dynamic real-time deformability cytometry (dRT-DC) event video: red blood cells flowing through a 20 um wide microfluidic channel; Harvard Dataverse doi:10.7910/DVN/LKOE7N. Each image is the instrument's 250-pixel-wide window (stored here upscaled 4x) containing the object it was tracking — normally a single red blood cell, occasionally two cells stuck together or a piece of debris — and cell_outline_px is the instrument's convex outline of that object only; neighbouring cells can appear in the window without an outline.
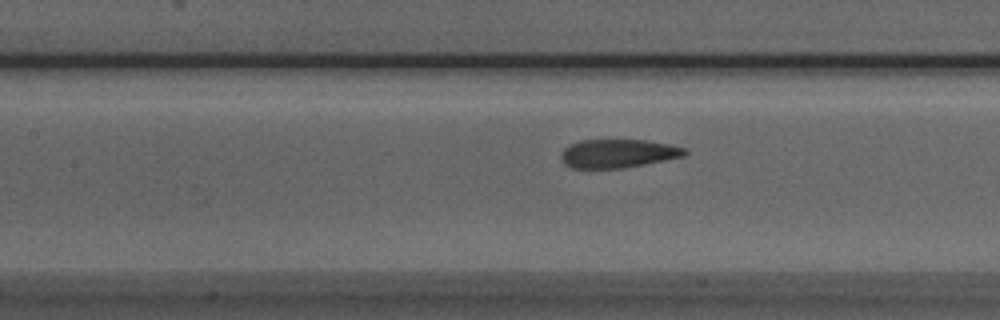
{"species": "Egyptian fruit bat (a non-hibernating species)", "species_latin": "Rousettus aegyptiacus", "temperature_condition": "room temperature", "stored_images_in_passage": 45, "camera_frame_rate_fps": 3000, "um_per_image_px": 0.085, "animal": {"sex": "male"}, "frame": {"image": 1, "passage_image": 21, "time_ms": 6.667, "image_size_px": [1000, 320], "cell_outline_px": [[688, 152], [684, 156], [624, 168], [572, 168], [564, 164], [560, 156], [560, 152], [568, 144], [580, 140], [644, 140], [668, 144], [684, 148]], "centroid_in_image_um": [52.47, 13.04], "position_along_channel_um": 154.9, "area_um2": 20.58}}
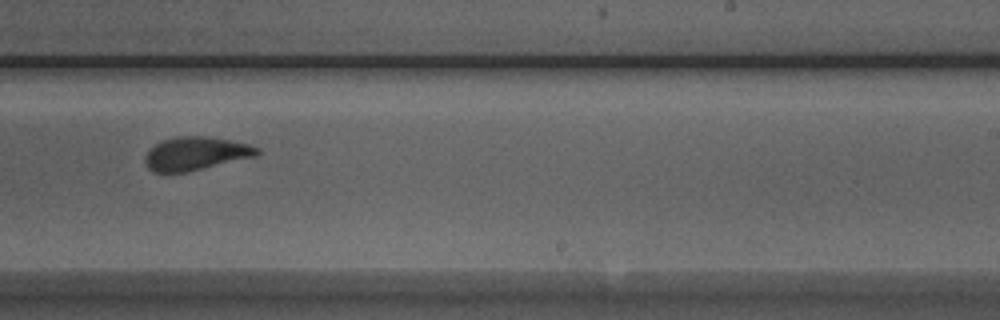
{"frame": {"image": 2, "passage_image": 30, "time_ms": 9.667, "image_size_px": [1000, 320], "cell_outline_px": [[260, 152], [256, 156], [184, 172], [156, 172], [148, 168], [144, 160], [144, 156], [156, 144], [164, 140], [176, 136], [204, 136], [228, 140], [248, 144], [260, 148]], "centroid_in_image_um": [16.64, 13.04], "position_along_channel_um": 272.4, "area_um2": 21.33}}
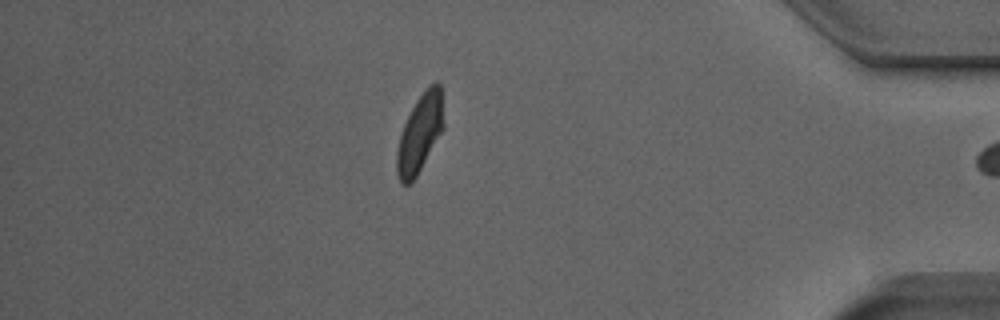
{"frame": {"image": 3, "passage_image": 43, "time_ms": 14.0, "image_size_px": [1000, 320], "cell_outline_px": [[444, 128], [416, 176], [408, 184], [400, 184], [396, 172], [396, 152], [400, 136], [404, 124], [416, 100], [428, 84], [436, 80], [440, 84], [444, 124]], "centroid_in_image_um": [35.68, 11.31], "position_along_channel_um": 399.5, "area_um2": 21.21}, "authors_computed_cell_mechanics": {"area_um2": 22.1374, "velocity_mm_per_s": 3.9322, "shape_relaxation_time_tau1_ms": 5.111, "shape_relaxation_time_tau2_ms": 1.3512, "deformation_change_tau1": 0.1609, "deformation_change_tau2": 0.0618}}